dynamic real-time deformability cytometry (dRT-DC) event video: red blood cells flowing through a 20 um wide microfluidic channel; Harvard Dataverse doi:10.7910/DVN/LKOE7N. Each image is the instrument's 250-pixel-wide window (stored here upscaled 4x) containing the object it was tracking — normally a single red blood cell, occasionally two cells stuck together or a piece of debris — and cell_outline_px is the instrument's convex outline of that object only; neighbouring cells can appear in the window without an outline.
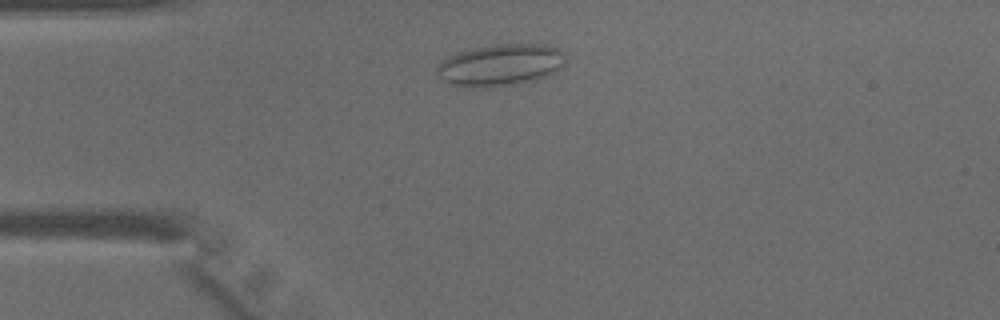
{"species": "common noctule bat (a hibernating species)", "species_latin": "Nyctalus noctula", "temperature_condition": "warm", "stored_images_in_passage": 40, "camera_frame_rate_fps": 3000, "um_per_image_px": 0.085, "animal": {"sex": "male", "body_mass_g": 15.6}, "frame": {"image": 1, "passage_image": 6, "time_ms": 1.667, "image_size_px": [1000, 320], "cell_outline_px": [[564, 64], [556, 72], [548, 76], [536, 80], [520, 84], [488, 88], [472, 88], [452, 84], [436, 76], [436, 68], [448, 56], [472, 48], [496, 44], [544, 44], [556, 48], [564, 52]], "centroid_in_image_um": [42.55, 5.55], "position_along_channel_um": 42.4, "area_um2": 31.67}}
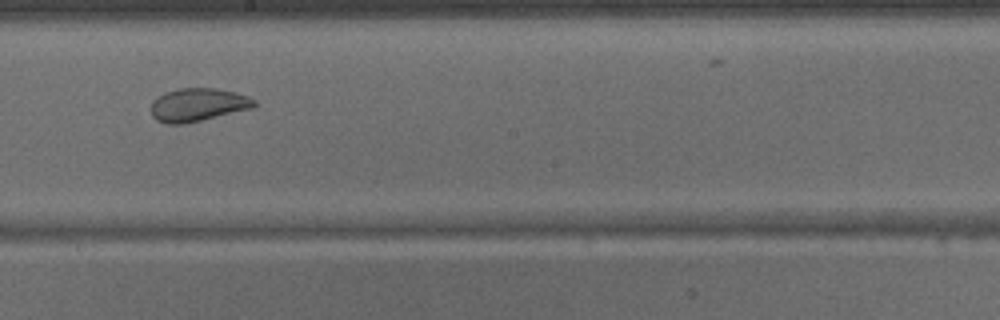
{"frame": {"image": 2, "passage_image": 20, "time_ms": 6.333, "image_size_px": [1000, 320], "cell_outline_px": [[256, 104], [252, 108], [184, 124], [168, 124], [156, 120], [152, 116], [152, 100], [156, 96], [164, 92], [176, 88], [216, 88], [236, 92], [248, 96], [256, 100]], "centroid_in_image_um": [16.8, 8.89], "position_along_channel_um": 231.4, "area_um2": 20.06}}
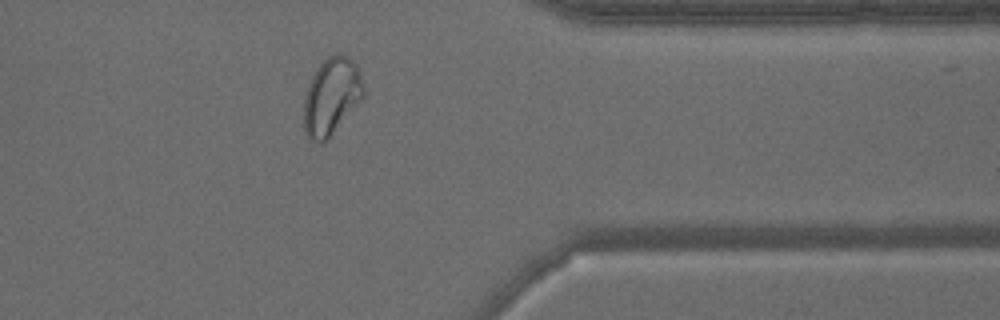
{"frame": {"image": 3, "passage_image": 31, "time_ms": 10.0, "image_size_px": [1000, 320], "cell_outline_px": [[364, 96], [328, 140], [324, 144], [320, 144], [308, 140], [304, 132], [304, 96], [308, 84], [316, 68], [328, 56], [336, 52], [348, 56], [356, 64], [364, 84]], "centroid_in_image_um": [28.16, 8.22], "position_along_channel_um": 383.2, "area_um2": 27.28}}